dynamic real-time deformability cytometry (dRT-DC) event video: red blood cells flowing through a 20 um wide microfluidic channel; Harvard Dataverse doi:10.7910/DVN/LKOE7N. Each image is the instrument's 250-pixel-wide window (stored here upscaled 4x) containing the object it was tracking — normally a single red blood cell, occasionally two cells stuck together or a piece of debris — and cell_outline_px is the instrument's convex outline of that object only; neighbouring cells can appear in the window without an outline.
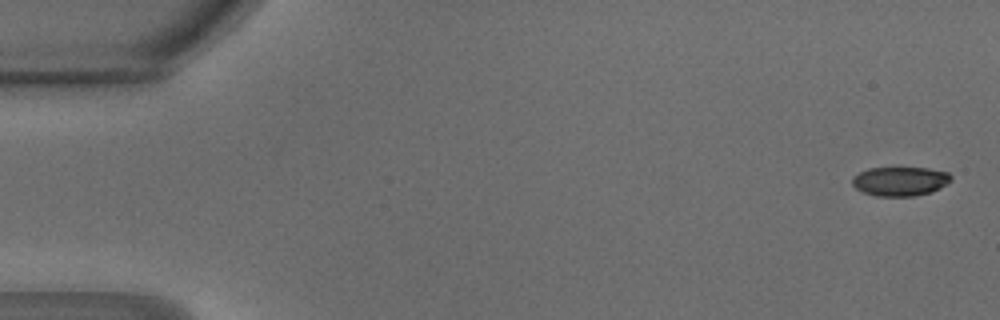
{"species": "common noctule bat (a hibernating species)", "species_latin": "Nyctalus noctula", "temperature_condition": "warm", "stored_images_in_passage": 47, "camera_frame_rate_fps": 3000, "um_per_image_px": 0.085, "animal": {"sex": "male", "body_mass_g": 18.8}, "frame": {"image": 1, "passage_image": 1, "time_ms": 0.0, "image_size_px": [1000, 320], "cell_outline_px": [[952, 180], [948, 184], [932, 192], [912, 196], [876, 196], [864, 192], [856, 188], [852, 184], [852, 176], [868, 168], [928, 168], [948, 172], [952, 176]], "centroid_in_image_um": [76.53, 15.4], "position_along_channel_um": 8.5, "area_um2": 16.88}}
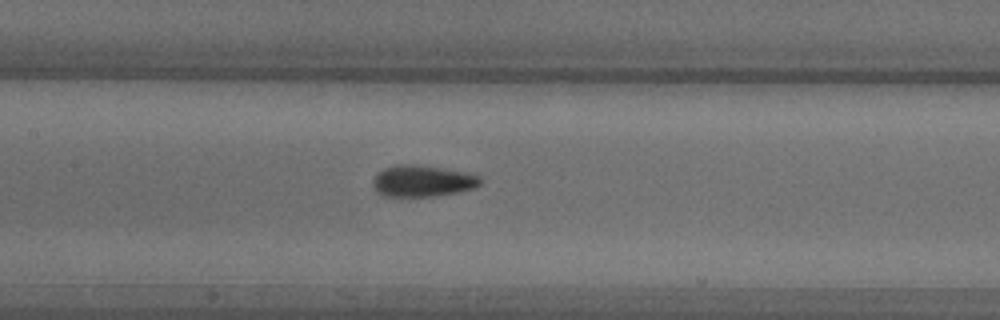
{"frame": {"image": 2, "passage_image": 22, "time_ms": 7.0, "image_size_px": [1000, 320], "cell_outline_px": [[484, 180], [476, 188], [456, 192], [432, 196], [384, 196], [376, 192], [372, 184], [372, 180], [376, 172], [384, 168], [396, 164], [416, 164], [468, 172], [480, 176]], "centroid_in_image_um": [35.9, 15.37], "position_along_channel_um": 171.5, "area_um2": 20.0}}
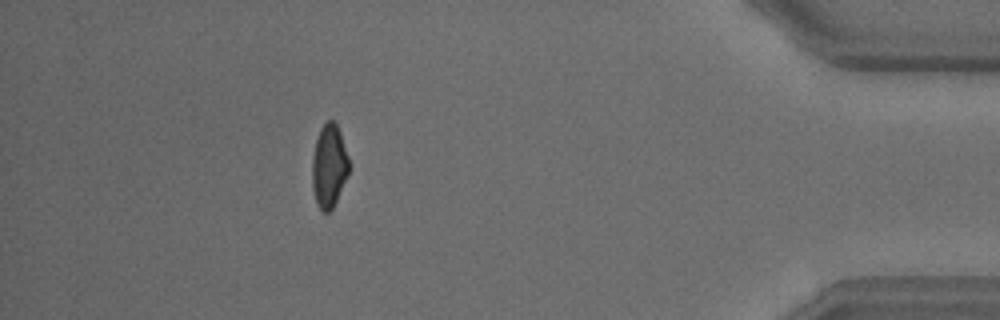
{"frame": {"image": 3, "passage_image": 42, "time_ms": 13.667, "image_size_px": [1000, 320], "cell_outline_px": [[348, 172], [336, 200], [332, 208], [328, 212], [324, 212], [316, 204], [312, 188], [312, 156], [316, 140], [320, 128], [328, 120], [332, 120], [336, 124], [340, 132], [348, 156]], "centroid_in_image_um": [27.94, 14.1], "position_along_channel_um": 407.3, "area_um2": 17.57}, "authors_computed_cell_mechanics": {"area_um2": 18.785, "velocity_mm_per_s": 4.284, "shape_relaxation_time_tau1_ms": 5.7761, "shape_relaxation_time_tau2_ms": null, "deformation_change_tau1": 0.1606, "deformation_change_tau2": null}}